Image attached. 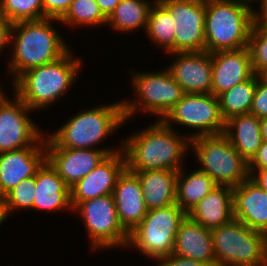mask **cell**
I'll return each instance as SVG.
<instances>
[{
  "label": "cell",
  "instance_id": "obj_10",
  "mask_svg": "<svg viewBox=\"0 0 267 266\" xmlns=\"http://www.w3.org/2000/svg\"><path fill=\"white\" fill-rule=\"evenodd\" d=\"M75 211L84 221L92 249L109 250L127 246L129 233L119 222L113 195L80 202L72 213Z\"/></svg>",
  "mask_w": 267,
  "mask_h": 266
},
{
  "label": "cell",
  "instance_id": "obj_25",
  "mask_svg": "<svg viewBox=\"0 0 267 266\" xmlns=\"http://www.w3.org/2000/svg\"><path fill=\"white\" fill-rule=\"evenodd\" d=\"M224 134L248 163L263 142L260 119L250 113L232 116L226 120Z\"/></svg>",
  "mask_w": 267,
  "mask_h": 266
},
{
  "label": "cell",
  "instance_id": "obj_18",
  "mask_svg": "<svg viewBox=\"0 0 267 266\" xmlns=\"http://www.w3.org/2000/svg\"><path fill=\"white\" fill-rule=\"evenodd\" d=\"M46 161V147H25L0 153V196L19 182L35 176Z\"/></svg>",
  "mask_w": 267,
  "mask_h": 266
},
{
  "label": "cell",
  "instance_id": "obj_4",
  "mask_svg": "<svg viewBox=\"0 0 267 266\" xmlns=\"http://www.w3.org/2000/svg\"><path fill=\"white\" fill-rule=\"evenodd\" d=\"M69 50L55 62L22 73L11 89L33 111L47 109L71 90L79 75L82 60Z\"/></svg>",
  "mask_w": 267,
  "mask_h": 266
},
{
  "label": "cell",
  "instance_id": "obj_42",
  "mask_svg": "<svg viewBox=\"0 0 267 266\" xmlns=\"http://www.w3.org/2000/svg\"><path fill=\"white\" fill-rule=\"evenodd\" d=\"M8 217L9 212L7 209L5 196H0V226L2 225V223L4 224V221H7Z\"/></svg>",
  "mask_w": 267,
  "mask_h": 266
},
{
  "label": "cell",
  "instance_id": "obj_1",
  "mask_svg": "<svg viewBox=\"0 0 267 266\" xmlns=\"http://www.w3.org/2000/svg\"><path fill=\"white\" fill-rule=\"evenodd\" d=\"M173 129L159 119L123 138L126 168L130 171L182 169L183 157L190 151V139Z\"/></svg>",
  "mask_w": 267,
  "mask_h": 266
},
{
  "label": "cell",
  "instance_id": "obj_30",
  "mask_svg": "<svg viewBox=\"0 0 267 266\" xmlns=\"http://www.w3.org/2000/svg\"><path fill=\"white\" fill-rule=\"evenodd\" d=\"M59 23L72 28L82 26H105L107 17L102 13L95 0H73ZM105 24V25H104Z\"/></svg>",
  "mask_w": 267,
  "mask_h": 266
},
{
  "label": "cell",
  "instance_id": "obj_11",
  "mask_svg": "<svg viewBox=\"0 0 267 266\" xmlns=\"http://www.w3.org/2000/svg\"><path fill=\"white\" fill-rule=\"evenodd\" d=\"M166 125H181L194 129L187 137L191 140L199 136L224 133L225 120L220 111L218 97L213 94H185L161 119Z\"/></svg>",
  "mask_w": 267,
  "mask_h": 266
},
{
  "label": "cell",
  "instance_id": "obj_26",
  "mask_svg": "<svg viewBox=\"0 0 267 266\" xmlns=\"http://www.w3.org/2000/svg\"><path fill=\"white\" fill-rule=\"evenodd\" d=\"M185 173L183 168L177 173L176 204L188 214L218 185L207 173L198 168L188 175Z\"/></svg>",
  "mask_w": 267,
  "mask_h": 266
},
{
  "label": "cell",
  "instance_id": "obj_27",
  "mask_svg": "<svg viewBox=\"0 0 267 266\" xmlns=\"http://www.w3.org/2000/svg\"><path fill=\"white\" fill-rule=\"evenodd\" d=\"M152 1V2H151ZM154 0H121L108 16L106 25L120 33L146 30L148 15Z\"/></svg>",
  "mask_w": 267,
  "mask_h": 266
},
{
  "label": "cell",
  "instance_id": "obj_43",
  "mask_svg": "<svg viewBox=\"0 0 267 266\" xmlns=\"http://www.w3.org/2000/svg\"><path fill=\"white\" fill-rule=\"evenodd\" d=\"M261 135L264 141H267V117L260 119Z\"/></svg>",
  "mask_w": 267,
  "mask_h": 266
},
{
  "label": "cell",
  "instance_id": "obj_6",
  "mask_svg": "<svg viewBox=\"0 0 267 266\" xmlns=\"http://www.w3.org/2000/svg\"><path fill=\"white\" fill-rule=\"evenodd\" d=\"M216 266H262L267 263V235L235 218L211 230Z\"/></svg>",
  "mask_w": 267,
  "mask_h": 266
},
{
  "label": "cell",
  "instance_id": "obj_41",
  "mask_svg": "<svg viewBox=\"0 0 267 266\" xmlns=\"http://www.w3.org/2000/svg\"><path fill=\"white\" fill-rule=\"evenodd\" d=\"M98 3L102 13L108 18V16L114 11L116 6L121 0H95Z\"/></svg>",
  "mask_w": 267,
  "mask_h": 266
},
{
  "label": "cell",
  "instance_id": "obj_17",
  "mask_svg": "<svg viewBox=\"0 0 267 266\" xmlns=\"http://www.w3.org/2000/svg\"><path fill=\"white\" fill-rule=\"evenodd\" d=\"M211 55V94L216 97L233 86L248 80L254 74L248 47L217 51Z\"/></svg>",
  "mask_w": 267,
  "mask_h": 266
},
{
  "label": "cell",
  "instance_id": "obj_8",
  "mask_svg": "<svg viewBox=\"0 0 267 266\" xmlns=\"http://www.w3.org/2000/svg\"><path fill=\"white\" fill-rule=\"evenodd\" d=\"M186 216L177 204L148 210L129 233L126 248H136L152 260L173 254L176 234Z\"/></svg>",
  "mask_w": 267,
  "mask_h": 266
},
{
  "label": "cell",
  "instance_id": "obj_19",
  "mask_svg": "<svg viewBox=\"0 0 267 266\" xmlns=\"http://www.w3.org/2000/svg\"><path fill=\"white\" fill-rule=\"evenodd\" d=\"M112 195L119 222L130 233L148 212L138 176L125 168L117 178Z\"/></svg>",
  "mask_w": 267,
  "mask_h": 266
},
{
  "label": "cell",
  "instance_id": "obj_35",
  "mask_svg": "<svg viewBox=\"0 0 267 266\" xmlns=\"http://www.w3.org/2000/svg\"><path fill=\"white\" fill-rule=\"evenodd\" d=\"M73 0H42L43 19L60 20Z\"/></svg>",
  "mask_w": 267,
  "mask_h": 266
},
{
  "label": "cell",
  "instance_id": "obj_40",
  "mask_svg": "<svg viewBox=\"0 0 267 266\" xmlns=\"http://www.w3.org/2000/svg\"><path fill=\"white\" fill-rule=\"evenodd\" d=\"M249 178L256 183L261 189L267 192V168L248 169Z\"/></svg>",
  "mask_w": 267,
  "mask_h": 266
},
{
  "label": "cell",
  "instance_id": "obj_22",
  "mask_svg": "<svg viewBox=\"0 0 267 266\" xmlns=\"http://www.w3.org/2000/svg\"><path fill=\"white\" fill-rule=\"evenodd\" d=\"M36 195L32 210H71L70 188L46 160L35 174Z\"/></svg>",
  "mask_w": 267,
  "mask_h": 266
},
{
  "label": "cell",
  "instance_id": "obj_2",
  "mask_svg": "<svg viewBox=\"0 0 267 266\" xmlns=\"http://www.w3.org/2000/svg\"><path fill=\"white\" fill-rule=\"evenodd\" d=\"M53 22L59 20L46 18L13 23L12 56L10 54L9 70L6 71L10 77L12 75V83L25 71L55 62L71 49L54 28Z\"/></svg>",
  "mask_w": 267,
  "mask_h": 266
},
{
  "label": "cell",
  "instance_id": "obj_34",
  "mask_svg": "<svg viewBox=\"0 0 267 266\" xmlns=\"http://www.w3.org/2000/svg\"><path fill=\"white\" fill-rule=\"evenodd\" d=\"M250 114L255 115L258 119L267 117V77L261 76L257 80L256 90Z\"/></svg>",
  "mask_w": 267,
  "mask_h": 266
},
{
  "label": "cell",
  "instance_id": "obj_44",
  "mask_svg": "<svg viewBox=\"0 0 267 266\" xmlns=\"http://www.w3.org/2000/svg\"><path fill=\"white\" fill-rule=\"evenodd\" d=\"M6 97H7L6 92H4L0 87V104L6 99Z\"/></svg>",
  "mask_w": 267,
  "mask_h": 266
},
{
  "label": "cell",
  "instance_id": "obj_32",
  "mask_svg": "<svg viewBox=\"0 0 267 266\" xmlns=\"http://www.w3.org/2000/svg\"><path fill=\"white\" fill-rule=\"evenodd\" d=\"M248 49L254 74L265 76L267 74V28L252 27Z\"/></svg>",
  "mask_w": 267,
  "mask_h": 266
},
{
  "label": "cell",
  "instance_id": "obj_23",
  "mask_svg": "<svg viewBox=\"0 0 267 266\" xmlns=\"http://www.w3.org/2000/svg\"><path fill=\"white\" fill-rule=\"evenodd\" d=\"M187 215L209 230L228 223L234 219L233 188L218 185Z\"/></svg>",
  "mask_w": 267,
  "mask_h": 266
},
{
  "label": "cell",
  "instance_id": "obj_14",
  "mask_svg": "<svg viewBox=\"0 0 267 266\" xmlns=\"http://www.w3.org/2000/svg\"><path fill=\"white\" fill-rule=\"evenodd\" d=\"M126 168L123 150L108 155L87 176L70 188L72 209L80 202L112 195L118 176Z\"/></svg>",
  "mask_w": 267,
  "mask_h": 266
},
{
  "label": "cell",
  "instance_id": "obj_7",
  "mask_svg": "<svg viewBox=\"0 0 267 266\" xmlns=\"http://www.w3.org/2000/svg\"><path fill=\"white\" fill-rule=\"evenodd\" d=\"M191 151L201 168L219 186L237 187L249 178L248 162L224 134L199 136L190 140Z\"/></svg>",
  "mask_w": 267,
  "mask_h": 266
},
{
  "label": "cell",
  "instance_id": "obj_28",
  "mask_svg": "<svg viewBox=\"0 0 267 266\" xmlns=\"http://www.w3.org/2000/svg\"><path fill=\"white\" fill-rule=\"evenodd\" d=\"M260 77V75L253 74L248 80L217 96L221 115L225 121L232 116L250 113L257 80Z\"/></svg>",
  "mask_w": 267,
  "mask_h": 266
},
{
  "label": "cell",
  "instance_id": "obj_31",
  "mask_svg": "<svg viewBox=\"0 0 267 266\" xmlns=\"http://www.w3.org/2000/svg\"><path fill=\"white\" fill-rule=\"evenodd\" d=\"M0 14L11 23L43 20L42 0H0Z\"/></svg>",
  "mask_w": 267,
  "mask_h": 266
},
{
  "label": "cell",
  "instance_id": "obj_20",
  "mask_svg": "<svg viewBox=\"0 0 267 266\" xmlns=\"http://www.w3.org/2000/svg\"><path fill=\"white\" fill-rule=\"evenodd\" d=\"M233 216L267 235V192L250 178L233 188Z\"/></svg>",
  "mask_w": 267,
  "mask_h": 266
},
{
  "label": "cell",
  "instance_id": "obj_37",
  "mask_svg": "<svg viewBox=\"0 0 267 266\" xmlns=\"http://www.w3.org/2000/svg\"><path fill=\"white\" fill-rule=\"evenodd\" d=\"M252 3H261L260 9L253 8V26L267 28V0H251Z\"/></svg>",
  "mask_w": 267,
  "mask_h": 266
},
{
  "label": "cell",
  "instance_id": "obj_21",
  "mask_svg": "<svg viewBox=\"0 0 267 266\" xmlns=\"http://www.w3.org/2000/svg\"><path fill=\"white\" fill-rule=\"evenodd\" d=\"M173 254L216 266L211 230L187 215L180 223L176 234Z\"/></svg>",
  "mask_w": 267,
  "mask_h": 266
},
{
  "label": "cell",
  "instance_id": "obj_12",
  "mask_svg": "<svg viewBox=\"0 0 267 266\" xmlns=\"http://www.w3.org/2000/svg\"><path fill=\"white\" fill-rule=\"evenodd\" d=\"M12 96L13 99L6 97L0 104V153L25 147H46V132H41L30 118L34 111L15 93Z\"/></svg>",
  "mask_w": 267,
  "mask_h": 266
},
{
  "label": "cell",
  "instance_id": "obj_13",
  "mask_svg": "<svg viewBox=\"0 0 267 266\" xmlns=\"http://www.w3.org/2000/svg\"><path fill=\"white\" fill-rule=\"evenodd\" d=\"M170 13L175 24L174 53L205 51V0H154Z\"/></svg>",
  "mask_w": 267,
  "mask_h": 266
},
{
  "label": "cell",
  "instance_id": "obj_3",
  "mask_svg": "<svg viewBox=\"0 0 267 266\" xmlns=\"http://www.w3.org/2000/svg\"><path fill=\"white\" fill-rule=\"evenodd\" d=\"M83 110L68 118L54 133L49 136L45 134V145L69 149H104L108 155L122 150V142L118 148H97L108 135L116 133L114 131L126 123L122 99Z\"/></svg>",
  "mask_w": 267,
  "mask_h": 266
},
{
  "label": "cell",
  "instance_id": "obj_9",
  "mask_svg": "<svg viewBox=\"0 0 267 266\" xmlns=\"http://www.w3.org/2000/svg\"><path fill=\"white\" fill-rule=\"evenodd\" d=\"M131 87L137 98L122 100L125 122L136 112L143 111L162 119L185 95L182 87L165 69L154 72H132ZM140 109V110H139Z\"/></svg>",
  "mask_w": 267,
  "mask_h": 266
},
{
  "label": "cell",
  "instance_id": "obj_36",
  "mask_svg": "<svg viewBox=\"0 0 267 266\" xmlns=\"http://www.w3.org/2000/svg\"><path fill=\"white\" fill-rule=\"evenodd\" d=\"M158 265L156 266H211L209 264H205L200 261H196L193 259H185L182 257H179L175 254H171L169 256L161 257L159 259H156Z\"/></svg>",
  "mask_w": 267,
  "mask_h": 266
},
{
  "label": "cell",
  "instance_id": "obj_5",
  "mask_svg": "<svg viewBox=\"0 0 267 266\" xmlns=\"http://www.w3.org/2000/svg\"><path fill=\"white\" fill-rule=\"evenodd\" d=\"M252 6L251 0H205V51L248 47L253 27Z\"/></svg>",
  "mask_w": 267,
  "mask_h": 266
},
{
  "label": "cell",
  "instance_id": "obj_24",
  "mask_svg": "<svg viewBox=\"0 0 267 266\" xmlns=\"http://www.w3.org/2000/svg\"><path fill=\"white\" fill-rule=\"evenodd\" d=\"M138 178L148 210L176 204V179L178 171H132Z\"/></svg>",
  "mask_w": 267,
  "mask_h": 266
},
{
  "label": "cell",
  "instance_id": "obj_33",
  "mask_svg": "<svg viewBox=\"0 0 267 266\" xmlns=\"http://www.w3.org/2000/svg\"><path fill=\"white\" fill-rule=\"evenodd\" d=\"M35 176L19 182L5 195L8 212L11 216L15 211L32 210L36 195Z\"/></svg>",
  "mask_w": 267,
  "mask_h": 266
},
{
  "label": "cell",
  "instance_id": "obj_15",
  "mask_svg": "<svg viewBox=\"0 0 267 266\" xmlns=\"http://www.w3.org/2000/svg\"><path fill=\"white\" fill-rule=\"evenodd\" d=\"M166 67L185 94H209L212 84V55L206 51L176 52Z\"/></svg>",
  "mask_w": 267,
  "mask_h": 266
},
{
  "label": "cell",
  "instance_id": "obj_38",
  "mask_svg": "<svg viewBox=\"0 0 267 266\" xmlns=\"http://www.w3.org/2000/svg\"><path fill=\"white\" fill-rule=\"evenodd\" d=\"M12 26L13 23L0 14V53L4 52V47H10Z\"/></svg>",
  "mask_w": 267,
  "mask_h": 266
},
{
  "label": "cell",
  "instance_id": "obj_39",
  "mask_svg": "<svg viewBox=\"0 0 267 266\" xmlns=\"http://www.w3.org/2000/svg\"><path fill=\"white\" fill-rule=\"evenodd\" d=\"M267 168V141L262 142V145L257 150L256 155L248 163V169H264Z\"/></svg>",
  "mask_w": 267,
  "mask_h": 266
},
{
  "label": "cell",
  "instance_id": "obj_29",
  "mask_svg": "<svg viewBox=\"0 0 267 266\" xmlns=\"http://www.w3.org/2000/svg\"><path fill=\"white\" fill-rule=\"evenodd\" d=\"M175 24L169 11L159 2L152 4L147 21L145 34L167 54L174 53ZM165 49V50H164Z\"/></svg>",
  "mask_w": 267,
  "mask_h": 266
},
{
  "label": "cell",
  "instance_id": "obj_16",
  "mask_svg": "<svg viewBox=\"0 0 267 266\" xmlns=\"http://www.w3.org/2000/svg\"><path fill=\"white\" fill-rule=\"evenodd\" d=\"M107 156L104 149L46 146V160L69 188L87 176Z\"/></svg>",
  "mask_w": 267,
  "mask_h": 266
}]
</instances>
